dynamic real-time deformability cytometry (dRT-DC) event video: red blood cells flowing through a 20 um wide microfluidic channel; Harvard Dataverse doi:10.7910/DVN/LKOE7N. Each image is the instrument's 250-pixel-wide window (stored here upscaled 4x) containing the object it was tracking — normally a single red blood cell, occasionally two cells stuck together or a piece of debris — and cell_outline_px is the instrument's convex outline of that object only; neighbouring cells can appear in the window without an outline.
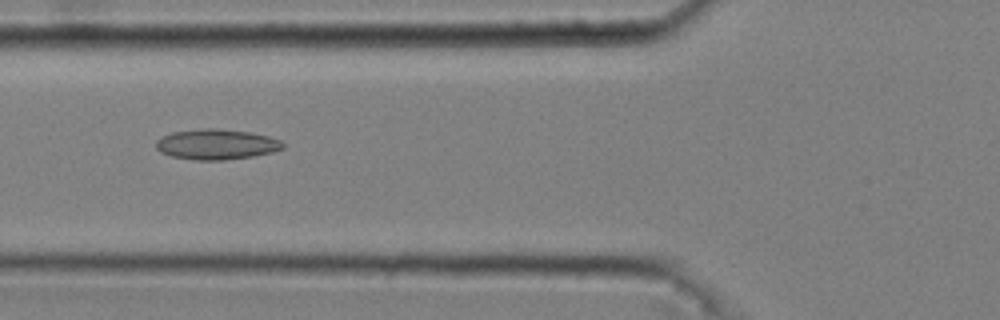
{"species": "common noctule bat (a hibernating species)", "species_latin": "Nyctalus noctula", "temperature_condition": "cold", "stored_images_in_passage": 49, "camera_frame_rate_fps": 3000, "um_per_image_px": 0.085, "animal": {"sex": "male", "body_mass_g": 20.4}, "frame": {"image": 1, "passage_image": 20, "time_ms": 6.333, "image_size_px": [1000, 320], "cell_outline_px": [[284, 148], [272, 152], [252, 156], [224, 160], [196, 160], [172, 156], [160, 152], [156, 148], [156, 140], [172, 132], [204, 128], [220, 128], [252, 132], [268, 136], [280, 140], [284, 144]], "centroid_in_image_um": [18.41, 12.26], "position_along_channel_um": 107.4, "area_um2": 22.48}}
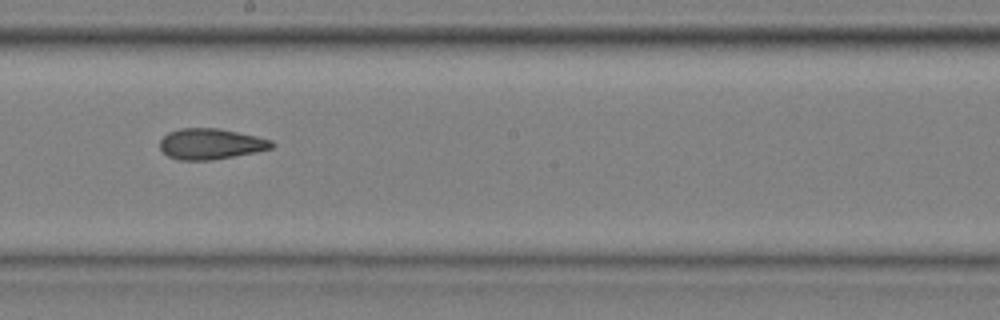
{"frame": {"image": 2, "passage_image": 30, "time_ms": 9.667, "image_size_px": [1000, 320], "cell_outline_px": [[276, 144], [272, 148], [256, 152], [212, 160], [180, 160], [168, 156], [160, 148], [160, 140], [168, 132], [180, 128], [220, 128], [256, 136], [272, 140]], "centroid_in_image_um": [17.92, 12.23], "position_along_channel_um": 230.3, "area_um2": 20.11}}
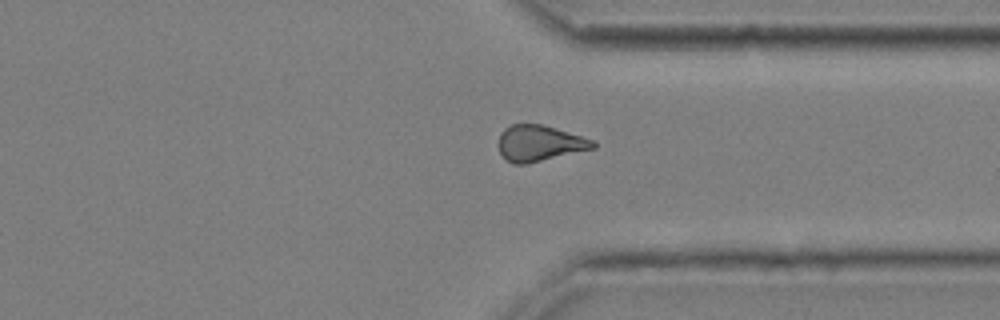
{"frame": {"image": 3, "passage_image": 41, "time_ms": 13.333, "image_size_px": [1000, 320], "cell_outline_px": [[596, 148], [528, 164], [512, 164], [504, 160], [496, 144], [500, 132], [504, 128], [512, 124], [544, 124], [596, 140]], "centroid_in_image_um": [45.84, 12.18], "position_along_channel_um": 365.6, "area_um2": 20.46}, "authors_computed_cell_mechanics": {"area_um2": 20.9814, "velocity_mm_per_s": 3.6879, "shape_relaxation_time_tau1_ms": null, "shape_relaxation_time_tau2_ms": 4.0428, "deformation_change_tau1": null, "deformation_change_tau2": 0.1208}}